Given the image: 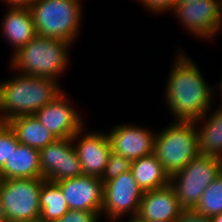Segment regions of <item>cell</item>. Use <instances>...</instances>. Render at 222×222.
<instances>
[{
	"instance_id": "7402d4cb",
	"label": "cell",
	"mask_w": 222,
	"mask_h": 222,
	"mask_svg": "<svg viewBox=\"0 0 222 222\" xmlns=\"http://www.w3.org/2000/svg\"><path fill=\"white\" fill-rule=\"evenodd\" d=\"M194 212L204 217H212L222 212V175L220 174L210 183L200 201L193 209Z\"/></svg>"
},
{
	"instance_id": "ffe728a7",
	"label": "cell",
	"mask_w": 222,
	"mask_h": 222,
	"mask_svg": "<svg viewBox=\"0 0 222 222\" xmlns=\"http://www.w3.org/2000/svg\"><path fill=\"white\" fill-rule=\"evenodd\" d=\"M209 113L208 111L203 117L194 120L198 134L199 153L220 157L222 155V108L215 109L210 115Z\"/></svg>"
},
{
	"instance_id": "30bf717a",
	"label": "cell",
	"mask_w": 222,
	"mask_h": 222,
	"mask_svg": "<svg viewBox=\"0 0 222 222\" xmlns=\"http://www.w3.org/2000/svg\"><path fill=\"white\" fill-rule=\"evenodd\" d=\"M176 18L194 37L212 39L222 31L219 0H200L195 3L176 4Z\"/></svg>"
},
{
	"instance_id": "603a6c76",
	"label": "cell",
	"mask_w": 222,
	"mask_h": 222,
	"mask_svg": "<svg viewBox=\"0 0 222 222\" xmlns=\"http://www.w3.org/2000/svg\"><path fill=\"white\" fill-rule=\"evenodd\" d=\"M131 160L111 150L105 170L100 177L103 184L131 169Z\"/></svg>"
},
{
	"instance_id": "8992f818",
	"label": "cell",
	"mask_w": 222,
	"mask_h": 222,
	"mask_svg": "<svg viewBox=\"0 0 222 222\" xmlns=\"http://www.w3.org/2000/svg\"><path fill=\"white\" fill-rule=\"evenodd\" d=\"M44 178L0 180V197L7 222H39Z\"/></svg>"
},
{
	"instance_id": "cb8c5ba5",
	"label": "cell",
	"mask_w": 222,
	"mask_h": 222,
	"mask_svg": "<svg viewBox=\"0 0 222 222\" xmlns=\"http://www.w3.org/2000/svg\"><path fill=\"white\" fill-rule=\"evenodd\" d=\"M20 142L7 123L0 122V170Z\"/></svg>"
},
{
	"instance_id": "7a4b0ae2",
	"label": "cell",
	"mask_w": 222,
	"mask_h": 222,
	"mask_svg": "<svg viewBox=\"0 0 222 222\" xmlns=\"http://www.w3.org/2000/svg\"><path fill=\"white\" fill-rule=\"evenodd\" d=\"M15 76L0 83V122L6 123L22 115H34L63 92L55 79L21 73Z\"/></svg>"
},
{
	"instance_id": "ac0fdd59",
	"label": "cell",
	"mask_w": 222,
	"mask_h": 222,
	"mask_svg": "<svg viewBox=\"0 0 222 222\" xmlns=\"http://www.w3.org/2000/svg\"><path fill=\"white\" fill-rule=\"evenodd\" d=\"M130 171L142 192L159 189L170 184V176L154 152L133 160Z\"/></svg>"
},
{
	"instance_id": "ba28073f",
	"label": "cell",
	"mask_w": 222,
	"mask_h": 222,
	"mask_svg": "<svg viewBox=\"0 0 222 222\" xmlns=\"http://www.w3.org/2000/svg\"><path fill=\"white\" fill-rule=\"evenodd\" d=\"M143 192L138 187L131 171H126L104 183L103 206L101 214L114 222L130 214L136 216Z\"/></svg>"
},
{
	"instance_id": "8fae6325",
	"label": "cell",
	"mask_w": 222,
	"mask_h": 222,
	"mask_svg": "<svg viewBox=\"0 0 222 222\" xmlns=\"http://www.w3.org/2000/svg\"><path fill=\"white\" fill-rule=\"evenodd\" d=\"M70 99L62 92L52 102L40 108L34 116L57 139L71 138L83 128V120Z\"/></svg>"
},
{
	"instance_id": "d6a6232c",
	"label": "cell",
	"mask_w": 222,
	"mask_h": 222,
	"mask_svg": "<svg viewBox=\"0 0 222 222\" xmlns=\"http://www.w3.org/2000/svg\"><path fill=\"white\" fill-rule=\"evenodd\" d=\"M215 86H218L220 89V91L219 92H221V97H222V80H221V82L220 83H218L217 85L215 84ZM221 101H222V98H221ZM218 107H221L222 108V102H221V105L220 106H218Z\"/></svg>"
},
{
	"instance_id": "5bb4252c",
	"label": "cell",
	"mask_w": 222,
	"mask_h": 222,
	"mask_svg": "<svg viewBox=\"0 0 222 222\" xmlns=\"http://www.w3.org/2000/svg\"><path fill=\"white\" fill-rule=\"evenodd\" d=\"M106 134L111 150L131 161L154 152L156 134L147 128L119 124Z\"/></svg>"
},
{
	"instance_id": "6da1fadb",
	"label": "cell",
	"mask_w": 222,
	"mask_h": 222,
	"mask_svg": "<svg viewBox=\"0 0 222 222\" xmlns=\"http://www.w3.org/2000/svg\"><path fill=\"white\" fill-rule=\"evenodd\" d=\"M176 55L167 77L165 101L173 120L194 121L212 108L213 90L189 56L181 50Z\"/></svg>"
},
{
	"instance_id": "4fadbf2b",
	"label": "cell",
	"mask_w": 222,
	"mask_h": 222,
	"mask_svg": "<svg viewBox=\"0 0 222 222\" xmlns=\"http://www.w3.org/2000/svg\"><path fill=\"white\" fill-rule=\"evenodd\" d=\"M72 138L76 143L74 146L83 175L101 177L111 152V144L107 134L98 131L86 132L83 127Z\"/></svg>"
},
{
	"instance_id": "44dd1931",
	"label": "cell",
	"mask_w": 222,
	"mask_h": 222,
	"mask_svg": "<svg viewBox=\"0 0 222 222\" xmlns=\"http://www.w3.org/2000/svg\"><path fill=\"white\" fill-rule=\"evenodd\" d=\"M39 200V222H54L70 210L60 187L51 181L42 183Z\"/></svg>"
},
{
	"instance_id": "e0dca14e",
	"label": "cell",
	"mask_w": 222,
	"mask_h": 222,
	"mask_svg": "<svg viewBox=\"0 0 222 222\" xmlns=\"http://www.w3.org/2000/svg\"><path fill=\"white\" fill-rule=\"evenodd\" d=\"M42 178L39 150L19 143L0 170V180Z\"/></svg>"
},
{
	"instance_id": "d4e9b609",
	"label": "cell",
	"mask_w": 222,
	"mask_h": 222,
	"mask_svg": "<svg viewBox=\"0 0 222 222\" xmlns=\"http://www.w3.org/2000/svg\"><path fill=\"white\" fill-rule=\"evenodd\" d=\"M100 217L102 216L97 212L69 210L54 222H100Z\"/></svg>"
},
{
	"instance_id": "9c48e42d",
	"label": "cell",
	"mask_w": 222,
	"mask_h": 222,
	"mask_svg": "<svg viewBox=\"0 0 222 222\" xmlns=\"http://www.w3.org/2000/svg\"><path fill=\"white\" fill-rule=\"evenodd\" d=\"M42 178L51 182L83 175L73 138L56 139L39 150Z\"/></svg>"
},
{
	"instance_id": "7c38bea8",
	"label": "cell",
	"mask_w": 222,
	"mask_h": 222,
	"mask_svg": "<svg viewBox=\"0 0 222 222\" xmlns=\"http://www.w3.org/2000/svg\"><path fill=\"white\" fill-rule=\"evenodd\" d=\"M55 183L60 187L70 210L101 214L104 184L100 177L81 175Z\"/></svg>"
},
{
	"instance_id": "f1b7e54d",
	"label": "cell",
	"mask_w": 222,
	"mask_h": 222,
	"mask_svg": "<svg viewBox=\"0 0 222 222\" xmlns=\"http://www.w3.org/2000/svg\"><path fill=\"white\" fill-rule=\"evenodd\" d=\"M0 222H7L5 211H4V208L2 206L1 197H0Z\"/></svg>"
},
{
	"instance_id": "836d02e7",
	"label": "cell",
	"mask_w": 222,
	"mask_h": 222,
	"mask_svg": "<svg viewBox=\"0 0 222 222\" xmlns=\"http://www.w3.org/2000/svg\"><path fill=\"white\" fill-rule=\"evenodd\" d=\"M219 165H220V174L222 175V155L218 157Z\"/></svg>"
},
{
	"instance_id": "83f0119b",
	"label": "cell",
	"mask_w": 222,
	"mask_h": 222,
	"mask_svg": "<svg viewBox=\"0 0 222 222\" xmlns=\"http://www.w3.org/2000/svg\"><path fill=\"white\" fill-rule=\"evenodd\" d=\"M10 7L30 8L37 0H2Z\"/></svg>"
},
{
	"instance_id": "f546056e",
	"label": "cell",
	"mask_w": 222,
	"mask_h": 222,
	"mask_svg": "<svg viewBox=\"0 0 222 222\" xmlns=\"http://www.w3.org/2000/svg\"><path fill=\"white\" fill-rule=\"evenodd\" d=\"M211 222H222V212L212 216Z\"/></svg>"
},
{
	"instance_id": "4dcf8cb0",
	"label": "cell",
	"mask_w": 222,
	"mask_h": 222,
	"mask_svg": "<svg viewBox=\"0 0 222 222\" xmlns=\"http://www.w3.org/2000/svg\"><path fill=\"white\" fill-rule=\"evenodd\" d=\"M200 0H177V4H187V3H195Z\"/></svg>"
},
{
	"instance_id": "4316f807",
	"label": "cell",
	"mask_w": 222,
	"mask_h": 222,
	"mask_svg": "<svg viewBox=\"0 0 222 222\" xmlns=\"http://www.w3.org/2000/svg\"><path fill=\"white\" fill-rule=\"evenodd\" d=\"M174 222H211V218L197 214L193 210H185Z\"/></svg>"
},
{
	"instance_id": "277c9868",
	"label": "cell",
	"mask_w": 222,
	"mask_h": 222,
	"mask_svg": "<svg viewBox=\"0 0 222 222\" xmlns=\"http://www.w3.org/2000/svg\"><path fill=\"white\" fill-rule=\"evenodd\" d=\"M29 9L39 36L73 45L82 25L81 0H37Z\"/></svg>"
},
{
	"instance_id": "5b68a950",
	"label": "cell",
	"mask_w": 222,
	"mask_h": 222,
	"mask_svg": "<svg viewBox=\"0 0 222 222\" xmlns=\"http://www.w3.org/2000/svg\"><path fill=\"white\" fill-rule=\"evenodd\" d=\"M173 122L156 133L154 145V153L170 177L200 154L194 121Z\"/></svg>"
},
{
	"instance_id": "484cf974",
	"label": "cell",
	"mask_w": 222,
	"mask_h": 222,
	"mask_svg": "<svg viewBox=\"0 0 222 222\" xmlns=\"http://www.w3.org/2000/svg\"><path fill=\"white\" fill-rule=\"evenodd\" d=\"M138 2H141V5L145 6V9L149 12H156L155 14L165 13L168 11H173L176 4L177 0H136Z\"/></svg>"
},
{
	"instance_id": "d6986e66",
	"label": "cell",
	"mask_w": 222,
	"mask_h": 222,
	"mask_svg": "<svg viewBox=\"0 0 222 222\" xmlns=\"http://www.w3.org/2000/svg\"><path fill=\"white\" fill-rule=\"evenodd\" d=\"M24 145L41 150L57 138L34 115L14 117L6 122Z\"/></svg>"
},
{
	"instance_id": "2e32d148",
	"label": "cell",
	"mask_w": 222,
	"mask_h": 222,
	"mask_svg": "<svg viewBox=\"0 0 222 222\" xmlns=\"http://www.w3.org/2000/svg\"><path fill=\"white\" fill-rule=\"evenodd\" d=\"M2 32L15 53L38 34L33 23V17L29 8L10 7L3 16Z\"/></svg>"
},
{
	"instance_id": "e575fe53",
	"label": "cell",
	"mask_w": 222,
	"mask_h": 222,
	"mask_svg": "<svg viewBox=\"0 0 222 222\" xmlns=\"http://www.w3.org/2000/svg\"><path fill=\"white\" fill-rule=\"evenodd\" d=\"M219 10H220V17L222 20V0H219Z\"/></svg>"
},
{
	"instance_id": "3957f363",
	"label": "cell",
	"mask_w": 222,
	"mask_h": 222,
	"mask_svg": "<svg viewBox=\"0 0 222 222\" xmlns=\"http://www.w3.org/2000/svg\"><path fill=\"white\" fill-rule=\"evenodd\" d=\"M67 41L37 35L22 48L12 53L10 68L26 76L55 79L59 81L61 73L69 65Z\"/></svg>"
},
{
	"instance_id": "52a82bcc",
	"label": "cell",
	"mask_w": 222,
	"mask_h": 222,
	"mask_svg": "<svg viewBox=\"0 0 222 222\" xmlns=\"http://www.w3.org/2000/svg\"><path fill=\"white\" fill-rule=\"evenodd\" d=\"M220 175L218 157L199 154L182 170L170 177L178 201L185 210H193L207 186Z\"/></svg>"
},
{
	"instance_id": "9a60e30c",
	"label": "cell",
	"mask_w": 222,
	"mask_h": 222,
	"mask_svg": "<svg viewBox=\"0 0 222 222\" xmlns=\"http://www.w3.org/2000/svg\"><path fill=\"white\" fill-rule=\"evenodd\" d=\"M173 187L143 192L137 217L145 222H174L184 213Z\"/></svg>"
},
{
	"instance_id": "1f68e13d",
	"label": "cell",
	"mask_w": 222,
	"mask_h": 222,
	"mask_svg": "<svg viewBox=\"0 0 222 222\" xmlns=\"http://www.w3.org/2000/svg\"><path fill=\"white\" fill-rule=\"evenodd\" d=\"M127 222H145V221L141 220L137 216H133V217H129V220H127Z\"/></svg>"
}]
</instances>
